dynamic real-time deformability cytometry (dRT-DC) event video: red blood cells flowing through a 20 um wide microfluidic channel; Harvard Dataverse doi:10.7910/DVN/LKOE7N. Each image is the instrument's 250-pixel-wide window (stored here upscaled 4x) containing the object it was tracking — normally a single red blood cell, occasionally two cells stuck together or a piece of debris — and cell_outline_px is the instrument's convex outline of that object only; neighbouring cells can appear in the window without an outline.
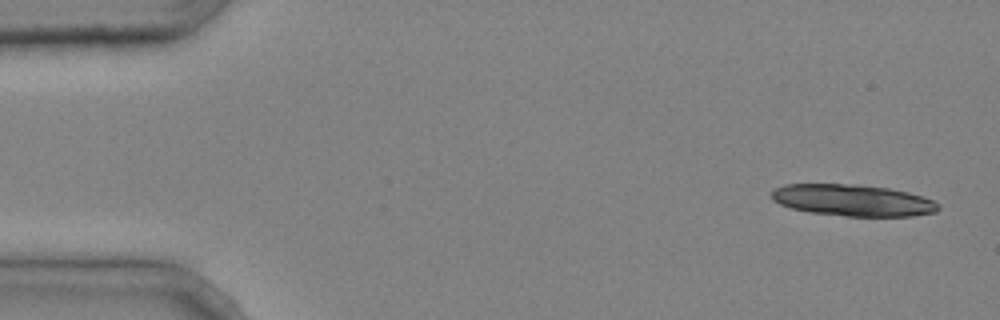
{"species": "common noctule bat (a hibernating species)", "species_latin": "Nyctalus noctula", "temperature_condition": "cold", "stored_images_in_passage": 4, "camera_frame_rate_fps": 3000, "um_per_image_px": 0.085, "animal": {"sex": "male", "body_mass_g": 20.4}, "frame": {"image": 1, "passage_image": 1, "time_ms": 0.0, "image_size_px": [1000, 320], "cell_outline_px": [[940, 208], [936, 212], [912, 216], [844, 216], [808, 212], [792, 208], [780, 204], [772, 200], [772, 188], [784, 184], [856, 184], [888, 188], [908, 192], [932, 200], [940, 204]], "centroid_in_image_um": [72.46, 17.02], "position_along_channel_um": 12.5, "area_um2": 30.81}}